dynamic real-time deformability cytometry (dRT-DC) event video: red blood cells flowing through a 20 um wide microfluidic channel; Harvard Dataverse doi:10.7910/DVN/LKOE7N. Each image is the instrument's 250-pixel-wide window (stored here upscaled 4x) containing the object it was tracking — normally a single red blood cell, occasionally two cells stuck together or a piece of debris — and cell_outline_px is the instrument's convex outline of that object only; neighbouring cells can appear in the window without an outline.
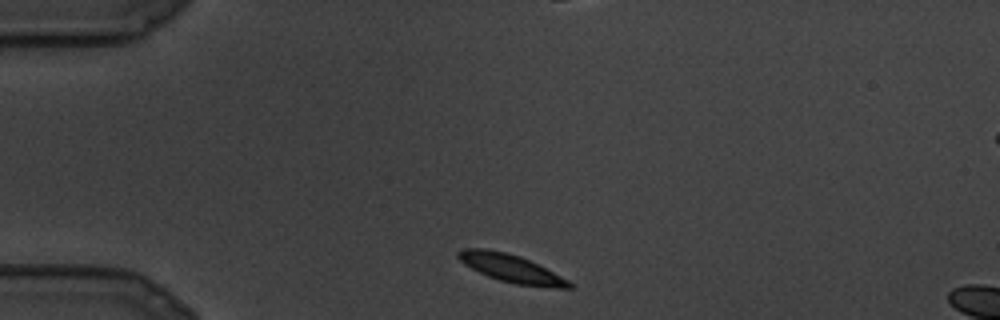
{"species": "common noctule bat (a hibernating species)", "species_latin": "Nyctalus noctula", "temperature_condition": "cold", "stored_images_in_passage": 3, "camera_frame_rate_fps": 3000, "um_per_image_px": 0.085, "animal": {"sex": "male", "body_mass_g": 19.5, "forearm_length_mm": 54.6}, "frame": {"image": 1, "passage_image": 1, "time_ms": 0.0, "image_size_px": [1000, 320], "cell_outline_px": [[576, 284], [572, 288], [556, 288], [516, 284], [500, 280], [488, 276], [464, 264], [456, 256], [456, 252], [460, 248], [488, 248], [520, 256]], "centroid_in_image_um": [43.41, 22.8], "position_along_channel_um": 41.6, "area_um2": 17.86}}